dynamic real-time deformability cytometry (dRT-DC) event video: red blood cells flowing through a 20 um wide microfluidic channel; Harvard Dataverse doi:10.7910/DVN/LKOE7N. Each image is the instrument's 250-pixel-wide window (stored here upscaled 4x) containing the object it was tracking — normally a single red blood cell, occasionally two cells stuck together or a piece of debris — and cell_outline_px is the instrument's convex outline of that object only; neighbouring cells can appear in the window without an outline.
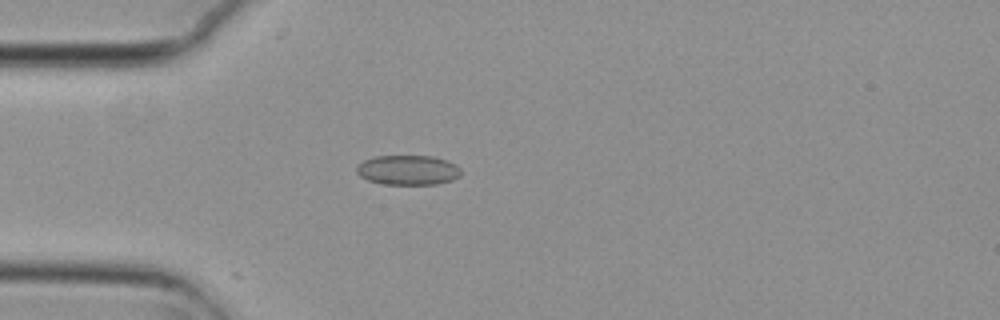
{"species": "common noctule bat (a hibernating species)", "species_latin": "Nyctalus noctula", "temperature_condition": "cold", "stored_images_in_passage": 2, "camera_frame_rate_fps": 3000, "um_per_image_px": 0.085, "animal": {"sex": "female", "body_mass_g": 29.2, "forearm_length_mm": 56.3}, "frame": {"image": 1, "passage_image": 1, "time_ms": 0.0, "image_size_px": [1000, 320], "cell_outline_px": [[460, 176], [452, 180], [436, 184], [384, 184], [368, 180], [360, 176], [356, 172], [356, 164], [364, 160], [376, 156], [432, 156], [456, 164], [460, 168]], "centroid_in_image_um": [34.65, 14.45], "position_along_channel_um": 50.3, "area_um2": 18.09}}